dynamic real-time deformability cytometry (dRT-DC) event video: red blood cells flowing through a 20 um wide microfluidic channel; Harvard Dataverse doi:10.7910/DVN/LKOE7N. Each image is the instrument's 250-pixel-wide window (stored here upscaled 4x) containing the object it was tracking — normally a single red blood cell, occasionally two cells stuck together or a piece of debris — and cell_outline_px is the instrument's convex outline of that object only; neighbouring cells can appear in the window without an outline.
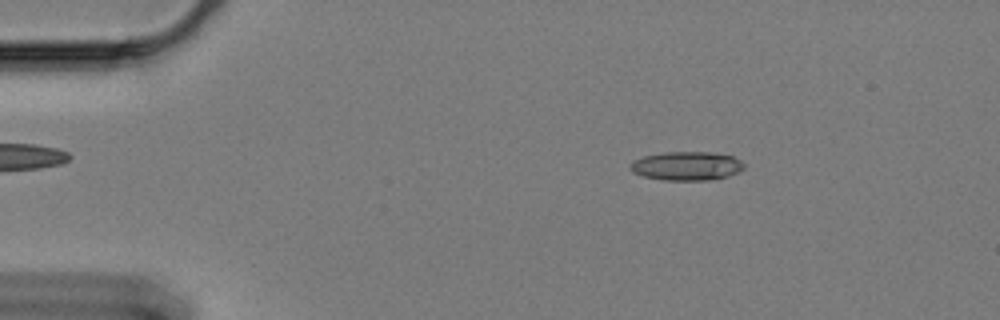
{"species": "Egyptian fruit bat (a non-hibernating species)", "species_latin": "Rousettus aegyptiacus", "temperature_condition": "cold", "stored_images_in_passage": 58, "camera_frame_rate_fps": 3000, "um_per_image_px": 0.085, "animal": {"sex": "female"}, "frame": {"image": 1, "passage_image": 8, "time_ms": 2.333, "image_size_px": [1000, 320], "cell_outline_px": [[744, 168], [728, 176], [708, 180], [664, 180], [644, 176], [632, 172], [628, 168], [628, 164], [644, 156], [664, 152], [712, 152], [732, 156], [740, 160], [744, 164]], "centroid_in_image_um": [58.34, 14.1], "position_along_channel_um": 26.7, "area_um2": 19.02}}
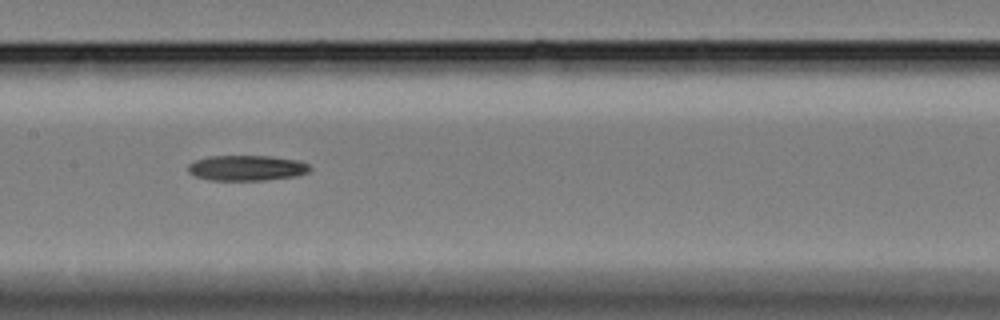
{"frame": {"image": 2, "passage_image": 28, "time_ms": 9.0, "image_size_px": [1000, 320], "cell_outline_px": [[312, 168], [308, 172], [296, 176], [264, 180], [208, 180], [196, 176], [188, 172], [188, 164], [196, 160], [208, 156], [272, 156], [300, 160], [308, 164]], "centroid_in_image_um": [20.99, 14.27], "position_along_channel_um": 186.4, "area_um2": 18.15}}
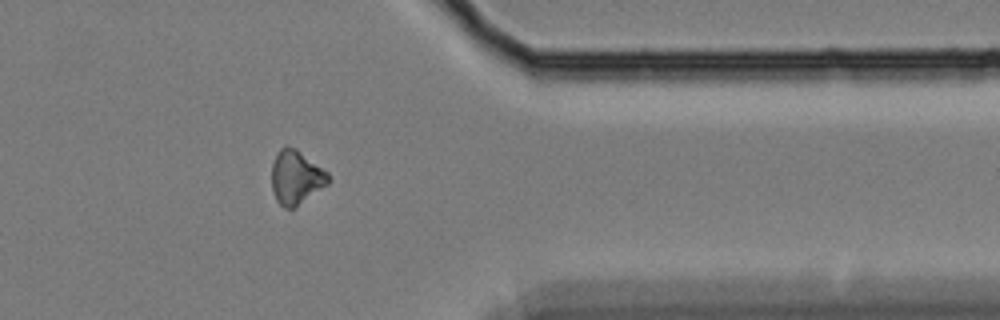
{"frame": {"image": 3, "passage_image": 47, "time_ms": 15.333, "image_size_px": [1000, 320], "cell_outline_px": [[332, 180], [328, 184], [296, 208], [284, 208], [276, 200], [272, 192], [272, 164], [276, 152], [284, 144], [296, 148], [328, 172]], "centroid_in_image_um": [25.17, 15.07], "position_along_channel_um": 386.2, "area_um2": 18.21}}